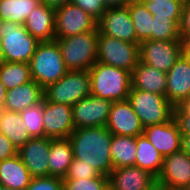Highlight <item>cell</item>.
Wrapping results in <instances>:
<instances>
[{
	"label": "cell",
	"mask_w": 190,
	"mask_h": 190,
	"mask_svg": "<svg viewBox=\"0 0 190 190\" xmlns=\"http://www.w3.org/2000/svg\"><path fill=\"white\" fill-rule=\"evenodd\" d=\"M68 138L74 158L83 160L108 177L113 169L110 155L112 133L105 126L74 129Z\"/></svg>",
	"instance_id": "obj_1"
},
{
	"label": "cell",
	"mask_w": 190,
	"mask_h": 190,
	"mask_svg": "<svg viewBox=\"0 0 190 190\" xmlns=\"http://www.w3.org/2000/svg\"><path fill=\"white\" fill-rule=\"evenodd\" d=\"M91 95L112 102L128 99L131 89V72L96 62L89 70Z\"/></svg>",
	"instance_id": "obj_2"
},
{
	"label": "cell",
	"mask_w": 190,
	"mask_h": 190,
	"mask_svg": "<svg viewBox=\"0 0 190 190\" xmlns=\"http://www.w3.org/2000/svg\"><path fill=\"white\" fill-rule=\"evenodd\" d=\"M29 65L31 79L43 89L57 82L69 71L56 40L39 42Z\"/></svg>",
	"instance_id": "obj_3"
},
{
	"label": "cell",
	"mask_w": 190,
	"mask_h": 190,
	"mask_svg": "<svg viewBox=\"0 0 190 190\" xmlns=\"http://www.w3.org/2000/svg\"><path fill=\"white\" fill-rule=\"evenodd\" d=\"M98 28L65 38H55L69 70L88 71L97 62Z\"/></svg>",
	"instance_id": "obj_4"
},
{
	"label": "cell",
	"mask_w": 190,
	"mask_h": 190,
	"mask_svg": "<svg viewBox=\"0 0 190 190\" xmlns=\"http://www.w3.org/2000/svg\"><path fill=\"white\" fill-rule=\"evenodd\" d=\"M127 100L143 128L168 122L174 117V106L166 96L131 88Z\"/></svg>",
	"instance_id": "obj_5"
},
{
	"label": "cell",
	"mask_w": 190,
	"mask_h": 190,
	"mask_svg": "<svg viewBox=\"0 0 190 190\" xmlns=\"http://www.w3.org/2000/svg\"><path fill=\"white\" fill-rule=\"evenodd\" d=\"M0 38L5 62L28 63L39 41L33 37L24 25L0 20Z\"/></svg>",
	"instance_id": "obj_6"
},
{
	"label": "cell",
	"mask_w": 190,
	"mask_h": 190,
	"mask_svg": "<svg viewBox=\"0 0 190 190\" xmlns=\"http://www.w3.org/2000/svg\"><path fill=\"white\" fill-rule=\"evenodd\" d=\"M91 95L88 71L69 70L57 82L44 88V98L52 103L73 106L80 99Z\"/></svg>",
	"instance_id": "obj_7"
},
{
	"label": "cell",
	"mask_w": 190,
	"mask_h": 190,
	"mask_svg": "<svg viewBox=\"0 0 190 190\" xmlns=\"http://www.w3.org/2000/svg\"><path fill=\"white\" fill-rule=\"evenodd\" d=\"M139 43L106 36L98 31L97 62L132 72L140 61Z\"/></svg>",
	"instance_id": "obj_8"
},
{
	"label": "cell",
	"mask_w": 190,
	"mask_h": 190,
	"mask_svg": "<svg viewBox=\"0 0 190 190\" xmlns=\"http://www.w3.org/2000/svg\"><path fill=\"white\" fill-rule=\"evenodd\" d=\"M140 62L167 73L182 55L181 40H144L139 43Z\"/></svg>",
	"instance_id": "obj_9"
},
{
	"label": "cell",
	"mask_w": 190,
	"mask_h": 190,
	"mask_svg": "<svg viewBox=\"0 0 190 190\" xmlns=\"http://www.w3.org/2000/svg\"><path fill=\"white\" fill-rule=\"evenodd\" d=\"M55 20V38L78 35L97 28V21L72 3L55 9Z\"/></svg>",
	"instance_id": "obj_10"
},
{
	"label": "cell",
	"mask_w": 190,
	"mask_h": 190,
	"mask_svg": "<svg viewBox=\"0 0 190 190\" xmlns=\"http://www.w3.org/2000/svg\"><path fill=\"white\" fill-rule=\"evenodd\" d=\"M113 102L90 95L72 106L75 129L82 127L105 126Z\"/></svg>",
	"instance_id": "obj_11"
},
{
	"label": "cell",
	"mask_w": 190,
	"mask_h": 190,
	"mask_svg": "<svg viewBox=\"0 0 190 190\" xmlns=\"http://www.w3.org/2000/svg\"><path fill=\"white\" fill-rule=\"evenodd\" d=\"M44 136L51 139L68 138L74 131L72 106L43 99Z\"/></svg>",
	"instance_id": "obj_12"
},
{
	"label": "cell",
	"mask_w": 190,
	"mask_h": 190,
	"mask_svg": "<svg viewBox=\"0 0 190 190\" xmlns=\"http://www.w3.org/2000/svg\"><path fill=\"white\" fill-rule=\"evenodd\" d=\"M97 28L106 36L131 43H140L136 39L135 27L127 6L107 8L97 21Z\"/></svg>",
	"instance_id": "obj_13"
},
{
	"label": "cell",
	"mask_w": 190,
	"mask_h": 190,
	"mask_svg": "<svg viewBox=\"0 0 190 190\" xmlns=\"http://www.w3.org/2000/svg\"><path fill=\"white\" fill-rule=\"evenodd\" d=\"M51 138H31L25 145L18 149V156L27 167L31 177L49 176V152Z\"/></svg>",
	"instance_id": "obj_14"
},
{
	"label": "cell",
	"mask_w": 190,
	"mask_h": 190,
	"mask_svg": "<svg viewBox=\"0 0 190 190\" xmlns=\"http://www.w3.org/2000/svg\"><path fill=\"white\" fill-rule=\"evenodd\" d=\"M105 127L112 135L137 137L143 126L128 100L113 102Z\"/></svg>",
	"instance_id": "obj_15"
},
{
	"label": "cell",
	"mask_w": 190,
	"mask_h": 190,
	"mask_svg": "<svg viewBox=\"0 0 190 190\" xmlns=\"http://www.w3.org/2000/svg\"><path fill=\"white\" fill-rule=\"evenodd\" d=\"M157 180L170 190H184L190 181V156L181 149L164 157Z\"/></svg>",
	"instance_id": "obj_16"
},
{
	"label": "cell",
	"mask_w": 190,
	"mask_h": 190,
	"mask_svg": "<svg viewBox=\"0 0 190 190\" xmlns=\"http://www.w3.org/2000/svg\"><path fill=\"white\" fill-rule=\"evenodd\" d=\"M143 134L163 157L181 150L182 135L174 117L168 122L144 128Z\"/></svg>",
	"instance_id": "obj_17"
},
{
	"label": "cell",
	"mask_w": 190,
	"mask_h": 190,
	"mask_svg": "<svg viewBox=\"0 0 190 190\" xmlns=\"http://www.w3.org/2000/svg\"><path fill=\"white\" fill-rule=\"evenodd\" d=\"M166 99L175 107L190 96V63L181 55L166 73Z\"/></svg>",
	"instance_id": "obj_18"
},
{
	"label": "cell",
	"mask_w": 190,
	"mask_h": 190,
	"mask_svg": "<svg viewBox=\"0 0 190 190\" xmlns=\"http://www.w3.org/2000/svg\"><path fill=\"white\" fill-rule=\"evenodd\" d=\"M157 178L137 166L113 168L108 175L109 190H145Z\"/></svg>",
	"instance_id": "obj_19"
},
{
	"label": "cell",
	"mask_w": 190,
	"mask_h": 190,
	"mask_svg": "<svg viewBox=\"0 0 190 190\" xmlns=\"http://www.w3.org/2000/svg\"><path fill=\"white\" fill-rule=\"evenodd\" d=\"M55 9L40 3L28 16L25 29L39 42L55 40Z\"/></svg>",
	"instance_id": "obj_20"
},
{
	"label": "cell",
	"mask_w": 190,
	"mask_h": 190,
	"mask_svg": "<svg viewBox=\"0 0 190 190\" xmlns=\"http://www.w3.org/2000/svg\"><path fill=\"white\" fill-rule=\"evenodd\" d=\"M43 99L44 89L31 80L7 90L4 110L20 113L28 107L41 103Z\"/></svg>",
	"instance_id": "obj_21"
},
{
	"label": "cell",
	"mask_w": 190,
	"mask_h": 190,
	"mask_svg": "<svg viewBox=\"0 0 190 190\" xmlns=\"http://www.w3.org/2000/svg\"><path fill=\"white\" fill-rule=\"evenodd\" d=\"M166 83L165 72L140 61L131 72V88L165 96Z\"/></svg>",
	"instance_id": "obj_22"
},
{
	"label": "cell",
	"mask_w": 190,
	"mask_h": 190,
	"mask_svg": "<svg viewBox=\"0 0 190 190\" xmlns=\"http://www.w3.org/2000/svg\"><path fill=\"white\" fill-rule=\"evenodd\" d=\"M31 178L18 154L0 161V186L12 190H25Z\"/></svg>",
	"instance_id": "obj_23"
},
{
	"label": "cell",
	"mask_w": 190,
	"mask_h": 190,
	"mask_svg": "<svg viewBox=\"0 0 190 190\" xmlns=\"http://www.w3.org/2000/svg\"><path fill=\"white\" fill-rule=\"evenodd\" d=\"M74 159L69 138L51 139L49 152V176L65 178Z\"/></svg>",
	"instance_id": "obj_24"
},
{
	"label": "cell",
	"mask_w": 190,
	"mask_h": 190,
	"mask_svg": "<svg viewBox=\"0 0 190 190\" xmlns=\"http://www.w3.org/2000/svg\"><path fill=\"white\" fill-rule=\"evenodd\" d=\"M136 145L135 166L150 172L157 178L161 173L164 157L144 134L136 137Z\"/></svg>",
	"instance_id": "obj_25"
},
{
	"label": "cell",
	"mask_w": 190,
	"mask_h": 190,
	"mask_svg": "<svg viewBox=\"0 0 190 190\" xmlns=\"http://www.w3.org/2000/svg\"><path fill=\"white\" fill-rule=\"evenodd\" d=\"M0 133L6 136L17 149L31 139L20 113L4 109L0 111Z\"/></svg>",
	"instance_id": "obj_26"
},
{
	"label": "cell",
	"mask_w": 190,
	"mask_h": 190,
	"mask_svg": "<svg viewBox=\"0 0 190 190\" xmlns=\"http://www.w3.org/2000/svg\"><path fill=\"white\" fill-rule=\"evenodd\" d=\"M136 137L112 135L110 155L113 168L135 166Z\"/></svg>",
	"instance_id": "obj_27"
},
{
	"label": "cell",
	"mask_w": 190,
	"mask_h": 190,
	"mask_svg": "<svg viewBox=\"0 0 190 190\" xmlns=\"http://www.w3.org/2000/svg\"><path fill=\"white\" fill-rule=\"evenodd\" d=\"M127 7L135 27L136 39L139 42L152 40L153 15L147 9L146 5L137 0H131Z\"/></svg>",
	"instance_id": "obj_28"
},
{
	"label": "cell",
	"mask_w": 190,
	"mask_h": 190,
	"mask_svg": "<svg viewBox=\"0 0 190 190\" xmlns=\"http://www.w3.org/2000/svg\"><path fill=\"white\" fill-rule=\"evenodd\" d=\"M40 4V0H2L0 20L24 25L30 13Z\"/></svg>",
	"instance_id": "obj_29"
},
{
	"label": "cell",
	"mask_w": 190,
	"mask_h": 190,
	"mask_svg": "<svg viewBox=\"0 0 190 190\" xmlns=\"http://www.w3.org/2000/svg\"><path fill=\"white\" fill-rule=\"evenodd\" d=\"M0 80L7 90L31 81L30 65L21 62H3L0 65Z\"/></svg>",
	"instance_id": "obj_30"
},
{
	"label": "cell",
	"mask_w": 190,
	"mask_h": 190,
	"mask_svg": "<svg viewBox=\"0 0 190 190\" xmlns=\"http://www.w3.org/2000/svg\"><path fill=\"white\" fill-rule=\"evenodd\" d=\"M181 19H170L167 17H153L152 40L174 41L181 40Z\"/></svg>",
	"instance_id": "obj_31"
},
{
	"label": "cell",
	"mask_w": 190,
	"mask_h": 190,
	"mask_svg": "<svg viewBox=\"0 0 190 190\" xmlns=\"http://www.w3.org/2000/svg\"><path fill=\"white\" fill-rule=\"evenodd\" d=\"M20 115L31 138L44 137L43 100L20 112Z\"/></svg>",
	"instance_id": "obj_32"
},
{
	"label": "cell",
	"mask_w": 190,
	"mask_h": 190,
	"mask_svg": "<svg viewBox=\"0 0 190 190\" xmlns=\"http://www.w3.org/2000/svg\"><path fill=\"white\" fill-rule=\"evenodd\" d=\"M185 0H154V2H142L153 17H167L181 19Z\"/></svg>",
	"instance_id": "obj_33"
},
{
	"label": "cell",
	"mask_w": 190,
	"mask_h": 190,
	"mask_svg": "<svg viewBox=\"0 0 190 190\" xmlns=\"http://www.w3.org/2000/svg\"><path fill=\"white\" fill-rule=\"evenodd\" d=\"M63 190H109L108 177L99 175L88 179H63Z\"/></svg>",
	"instance_id": "obj_34"
},
{
	"label": "cell",
	"mask_w": 190,
	"mask_h": 190,
	"mask_svg": "<svg viewBox=\"0 0 190 190\" xmlns=\"http://www.w3.org/2000/svg\"><path fill=\"white\" fill-rule=\"evenodd\" d=\"M101 175L95 167L84 163L83 160L74 158L64 179H88Z\"/></svg>",
	"instance_id": "obj_35"
},
{
	"label": "cell",
	"mask_w": 190,
	"mask_h": 190,
	"mask_svg": "<svg viewBox=\"0 0 190 190\" xmlns=\"http://www.w3.org/2000/svg\"><path fill=\"white\" fill-rule=\"evenodd\" d=\"M25 190H63V179L53 176L33 177Z\"/></svg>",
	"instance_id": "obj_36"
},
{
	"label": "cell",
	"mask_w": 190,
	"mask_h": 190,
	"mask_svg": "<svg viewBox=\"0 0 190 190\" xmlns=\"http://www.w3.org/2000/svg\"><path fill=\"white\" fill-rule=\"evenodd\" d=\"M71 3L87 12L96 21H98L107 10L103 0H71Z\"/></svg>",
	"instance_id": "obj_37"
},
{
	"label": "cell",
	"mask_w": 190,
	"mask_h": 190,
	"mask_svg": "<svg viewBox=\"0 0 190 190\" xmlns=\"http://www.w3.org/2000/svg\"><path fill=\"white\" fill-rule=\"evenodd\" d=\"M180 37L190 38V0H185L180 22Z\"/></svg>",
	"instance_id": "obj_38"
},
{
	"label": "cell",
	"mask_w": 190,
	"mask_h": 190,
	"mask_svg": "<svg viewBox=\"0 0 190 190\" xmlns=\"http://www.w3.org/2000/svg\"><path fill=\"white\" fill-rule=\"evenodd\" d=\"M174 119L181 134H190V113H185L179 106L174 107Z\"/></svg>",
	"instance_id": "obj_39"
},
{
	"label": "cell",
	"mask_w": 190,
	"mask_h": 190,
	"mask_svg": "<svg viewBox=\"0 0 190 190\" xmlns=\"http://www.w3.org/2000/svg\"><path fill=\"white\" fill-rule=\"evenodd\" d=\"M18 149L2 133H0V161L17 155Z\"/></svg>",
	"instance_id": "obj_40"
},
{
	"label": "cell",
	"mask_w": 190,
	"mask_h": 190,
	"mask_svg": "<svg viewBox=\"0 0 190 190\" xmlns=\"http://www.w3.org/2000/svg\"><path fill=\"white\" fill-rule=\"evenodd\" d=\"M40 3L45 4L47 7L57 9L68 3H71V0H40Z\"/></svg>",
	"instance_id": "obj_41"
},
{
	"label": "cell",
	"mask_w": 190,
	"mask_h": 190,
	"mask_svg": "<svg viewBox=\"0 0 190 190\" xmlns=\"http://www.w3.org/2000/svg\"><path fill=\"white\" fill-rule=\"evenodd\" d=\"M107 8H117L127 6L131 0H103Z\"/></svg>",
	"instance_id": "obj_42"
},
{
	"label": "cell",
	"mask_w": 190,
	"mask_h": 190,
	"mask_svg": "<svg viewBox=\"0 0 190 190\" xmlns=\"http://www.w3.org/2000/svg\"><path fill=\"white\" fill-rule=\"evenodd\" d=\"M182 55L190 63V38H181Z\"/></svg>",
	"instance_id": "obj_43"
},
{
	"label": "cell",
	"mask_w": 190,
	"mask_h": 190,
	"mask_svg": "<svg viewBox=\"0 0 190 190\" xmlns=\"http://www.w3.org/2000/svg\"><path fill=\"white\" fill-rule=\"evenodd\" d=\"M181 149L190 156V134H181Z\"/></svg>",
	"instance_id": "obj_44"
},
{
	"label": "cell",
	"mask_w": 190,
	"mask_h": 190,
	"mask_svg": "<svg viewBox=\"0 0 190 190\" xmlns=\"http://www.w3.org/2000/svg\"><path fill=\"white\" fill-rule=\"evenodd\" d=\"M6 93L7 89L4 87L2 81L0 80V111L4 109Z\"/></svg>",
	"instance_id": "obj_45"
},
{
	"label": "cell",
	"mask_w": 190,
	"mask_h": 190,
	"mask_svg": "<svg viewBox=\"0 0 190 190\" xmlns=\"http://www.w3.org/2000/svg\"><path fill=\"white\" fill-rule=\"evenodd\" d=\"M145 190H170L165 184L155 180L148 188Z\"/></svg>",
	"instance_id": "obj_46"
},
{
	"label": "cell",
	"mask_w": 190,
	"mask_h": 190,
	"mask_svg": "<svg viewBox=\"0 0 190 190\" xmlns=\"http://www.w3.org/2000/svg\"><path fill=\"white\" fill-rule=\"evenodd\" d=\"M185 113H190V96L178 105Z\"/></svg>",
	"instance_id": "obj_47"
},
{
	"label": "cell",
	"mask_w": 190,
	"mask_h": 190,
	"mask_svg": "<svg viewBox=\"0 0 190 190\" xmlns=\"http://www.w3.org/2000/svg\"><path fill=\"white\" fill-rule=\"evenodd\" d=\"M5 62L4 61V52H3V47H2V40L0 38V65Z\"/></svg>",
	"instance_id": "obj_48"
},
{
	"label": "cell",
	"mask_w": 190,
	"mask_h": 190,
	"mask_svg": "<svg viewBox=\"0 0 190 190\" xmlns=\"http://www.w3.org/2000/svg\"><path fill=\"white\" fill-rule=\"evenodd\" d=\"M139 2H154V0H137Z\"/></svg>",
	"instance_id": "obj_49"
},
{
	"label": "cell",
	"mask_w": 190,
	"mask_h": 190,
	"mask_svg": "<svg viewBox=\"0 0 190 190\" xmlns=\"http://www.w3.org/2000/svg\"><path fill=\"white\" fill-rule=\"evenodd\" d=\"M184 190H190V181H189L188 185L184 188Z\"/></svg>",
	"instance_id": "obj_50"
},
{
	"label": "cell",
	"mask_w": 190,
	"mask_h": 190,
	"mask_svg": "<svg viewBox=\"0 0 190 190\" xmlns=\"http://www.w3.org/2000/svg\"><path fill=\"white\" fill-rule=\"evenodd\" d=\"M0 190H12V189L0 186Z\"/></svg>",
	"instance_id": "obj_51"
}]
</instances>
